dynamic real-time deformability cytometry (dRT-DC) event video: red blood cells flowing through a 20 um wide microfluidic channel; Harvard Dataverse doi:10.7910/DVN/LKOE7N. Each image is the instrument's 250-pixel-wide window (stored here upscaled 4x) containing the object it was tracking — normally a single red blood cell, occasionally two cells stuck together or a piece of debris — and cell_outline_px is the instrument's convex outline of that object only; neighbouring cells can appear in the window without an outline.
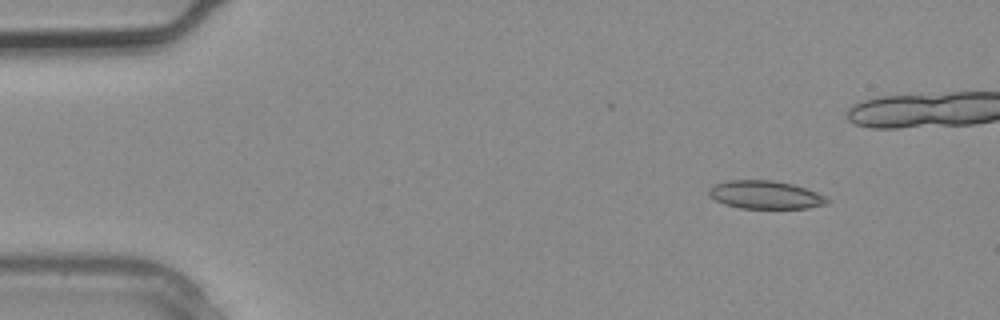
{"species": "common noctule bat (a hibernating species)", "species_latin": "Nyctalus noctula", "temperature_condition": "warm", "stored_images_in_passage": 3, "segment_of_instrument_passage": [2, 2], "camera_frame_rate_fps": 3000, "um_per_image_px": 0.085, "animal": {"sex": "male", "body_mass_g": 20.4}, "frame": {"image": 1, "passage_image": 3, "time_ms": 0.667, "image_size_px": [1000, 320], "cell_outline_px": [[828, 200], [824, 204], [808, 208], [740, 208], [724, 204], [708, 196], [708, 188], [712, 184], [728, 180], [772, 180], [792, 184], [816, 192], [824, 196]], "centroid_in_image_um": [64.96, 16.55], "position_along_channel_um": 20.0, "area_um2": 19.31}}